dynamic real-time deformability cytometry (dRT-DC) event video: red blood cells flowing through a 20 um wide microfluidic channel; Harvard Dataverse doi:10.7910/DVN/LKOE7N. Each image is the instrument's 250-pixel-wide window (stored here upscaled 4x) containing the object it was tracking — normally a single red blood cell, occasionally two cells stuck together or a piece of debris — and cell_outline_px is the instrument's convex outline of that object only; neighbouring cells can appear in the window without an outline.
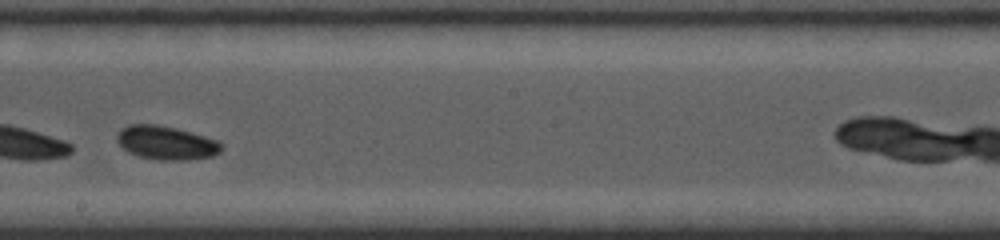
{"species": "common noctule bat (a hibernating species)", "species_latin": "Nyctalus noctula", "temperature_condition": "cold", "stored_images_in_passage": 22, "camera_frame_rate_fps": 5000, "um_per_image_px": 0.085, "animal": {"sex": "female", "body_mass_g": 19.0, "forearm_length_mm": 53.3}, "frame": {"image": 1, "passage_image": 10, "time_ms": 4.4, "image_size_px": [1000, 240], "cell_outline_px": [[220, 152], [212, 156], [184, 160], [156, 160], [140, 156], [128, 152], [116, 140], [116, 136], [120, 128], [128, 124], [156, 124], [176, 128], [204, 136], [216, 140], [220, 144]], "centroid_in_image_um": [14.07, 12.13], "position_along_channel_um": 234.1, "area_um2": 20.35}}